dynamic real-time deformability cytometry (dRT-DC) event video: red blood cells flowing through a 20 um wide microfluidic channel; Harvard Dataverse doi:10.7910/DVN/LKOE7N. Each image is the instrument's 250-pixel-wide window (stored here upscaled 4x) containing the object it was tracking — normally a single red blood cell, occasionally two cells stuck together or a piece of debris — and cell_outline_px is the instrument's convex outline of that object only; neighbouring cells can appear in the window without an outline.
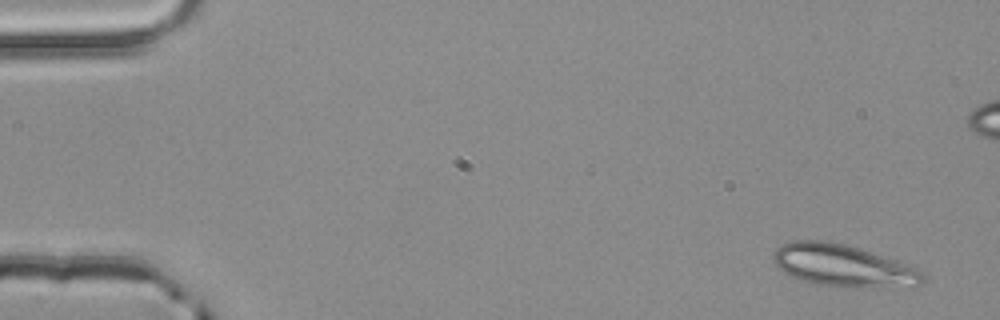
{"species": "common noctule bat (a hibernating species)", "species_latin": "Nyctalus noctula", "temperature_condition": "room temperature", "stored_images_in_passage": 4, "camera_frame_rate_fps": 3000, "um_per_image_px": 0.085, "animal": {"sex": "male", "body_mass_g": 20.4}, "frame": {"image": 1, "passage_image": 1, "time_ms": 0.0, "image_size_px": [1000, 320], "cell_outline_px": [[924, 284], [916, 288], [836, 288], [800, 280], [784, 272], [772, 260], [772, 256], [776, 248], [792, 240], [828, 240], [860, 248], [896, 260], [924, 272]], "centroid_in_image_um": [71.74, 22.62], "position_along_channel_um": 13.3, "area_um2": 37.63}}